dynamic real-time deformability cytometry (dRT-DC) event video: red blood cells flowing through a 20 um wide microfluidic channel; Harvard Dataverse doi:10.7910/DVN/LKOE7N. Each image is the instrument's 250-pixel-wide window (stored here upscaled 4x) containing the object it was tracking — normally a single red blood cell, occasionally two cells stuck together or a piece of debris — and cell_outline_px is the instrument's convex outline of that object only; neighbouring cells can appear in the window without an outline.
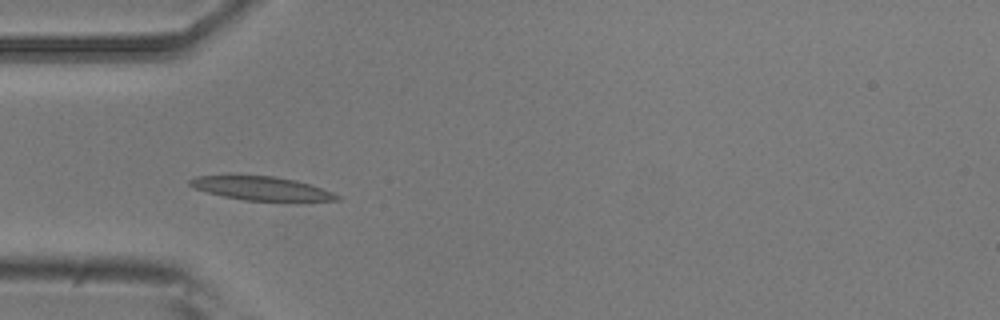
{"species": "common noctule bat (a hibernating species)", "species_latin": "Nyctalus noctula", "temperature_condition": "room temperature", "stored_images_in_passage": 10, "camera_frame_rate_fps": 3000, "um_per_image_px": 0.085, "animal": {"sex": "male", "body_mass_g": 20.5, "forearm_length_mm": 52.5}, "frame": {"image": 1, "passage_image": 4, "time_ms": 4.333, "image_size_px": [1000, 320], "cell_outline_px": [[340, 200], [244, 200], [224, 196], [208, 192], [196, 188], [188, 184], [188, 180], [196, 176], [228, 172], [272, 176], [296, 180], [332, 192], [340, 196]], "centroid_in_image_um": [22.06, 15.94], "position_along_channel_um": 62.9, "area_um2": 20.69}}
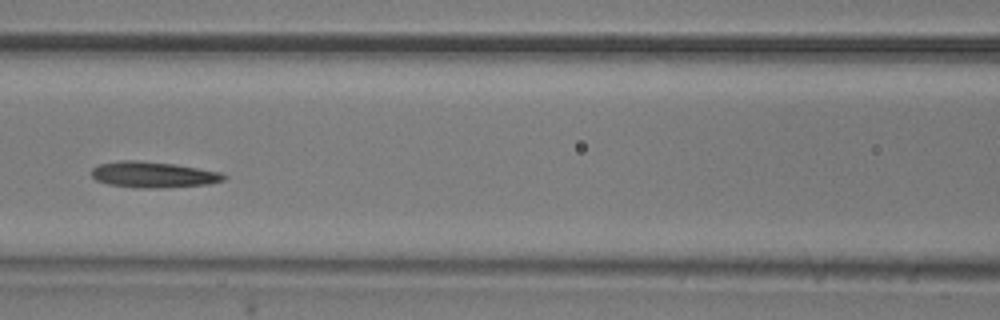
{"frame": {"image": 2, "passage_image": 6, "time_ms": 6.667, "image_size_px": [1000, 320], "cell_outline_px": [[228, 176], [224, 180], [208, 184], [160, 188], [140, 188], [108, 184], [96, 180], [92, 176], [92, 168], [100, 164], [120, 160], [136, 160], [176, 164], [220, 172]], "centroid_in_image_um": [13.03, 14.84], "position_along_channel_um": 153.6, "area_um2": 20.0}}
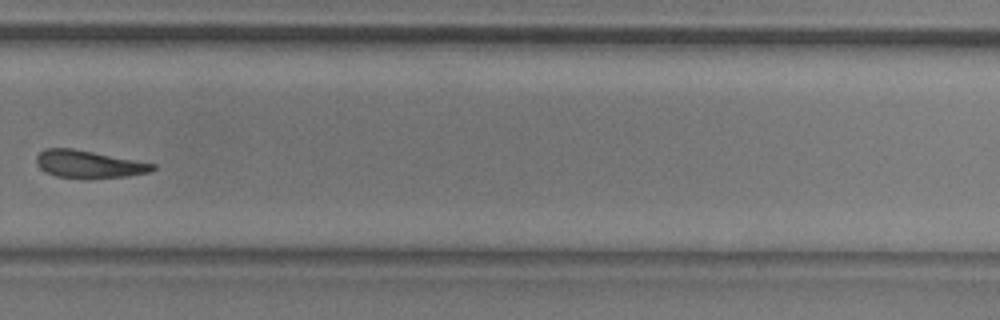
{"frame": {"image": 3, "passage_image": 10, "time_ms": 11.0, "image_size_px": [1000, 320], "cell_outline_px": [[156, 168], [152, 172], [124, 176], [88, 180], [84, 180], [56, 176], [40, 168], [36, 164], [36, 156], [44, 148], [72, 148], [156, 164]], "centroid_in_image_um": [7.54, 13.98], "position_along_channel_um": 322.3, "area_um2": 18.9}}